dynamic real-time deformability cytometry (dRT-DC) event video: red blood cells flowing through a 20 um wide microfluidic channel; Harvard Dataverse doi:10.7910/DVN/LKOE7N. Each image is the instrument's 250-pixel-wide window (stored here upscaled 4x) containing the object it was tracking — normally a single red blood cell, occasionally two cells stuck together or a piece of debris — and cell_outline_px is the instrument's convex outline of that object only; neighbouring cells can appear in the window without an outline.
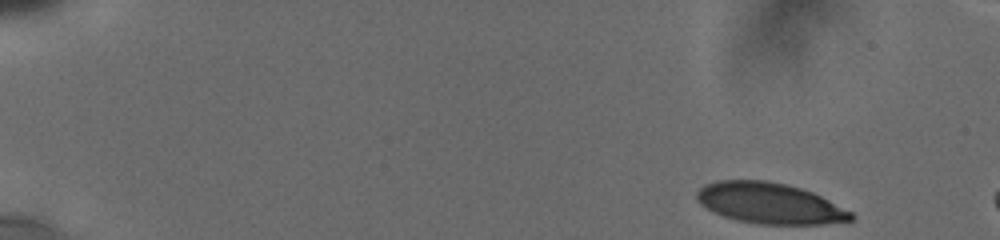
{"species": "human", "species_latin": "Homo sapiens", "temperature_condition": "cold", "stored_images_in_passage": 12, "camera_frame_rate_fps": 3000, "um_per_image_px": 0.085, "donor": {"sex": "male"}, "frame": {"image": 1, "passage_image": 1, "time_ms": 0.0, "image_size_px": [1000, 240], "cell_outline_px": [[856, 216], [852, 220], [820, 224], [756, 224], [736, 220], [724, 216], [700, 204], [696, 196], [696, 192], [704, 184], [716, 180], [768, 180], [788, 184], [812, 192], [852, 212]], "centroid_in_image_um": [65.41, 17.27], "position_along_channel_um": 19.6, "area_um2": 36.65}}